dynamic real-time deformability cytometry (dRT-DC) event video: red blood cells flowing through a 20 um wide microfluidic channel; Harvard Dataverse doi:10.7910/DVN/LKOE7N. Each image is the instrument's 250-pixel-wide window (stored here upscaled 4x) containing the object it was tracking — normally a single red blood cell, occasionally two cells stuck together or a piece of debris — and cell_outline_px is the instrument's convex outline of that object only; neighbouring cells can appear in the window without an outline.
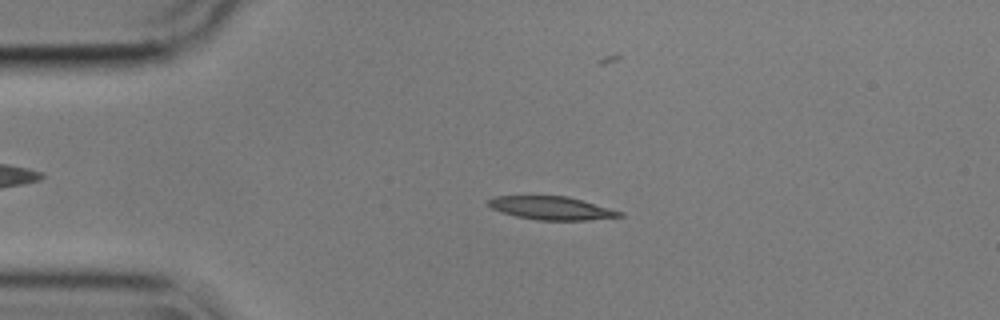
{"species": "common noctule bat (a hibernating species)", "species_latin": "Nyctalus noctula", "temperature_condition": "cold", "stored_images_in_passage": 54, "camera_frame_rate_fps": 3000, "um_per_image_px": 0.085, "animal": {"sex": "male", "body_mass_g": 17.9}, "frame": {"image": 1, "passage_image": 11, "time_ms": 3.333, "image_size_px": [1000, 320], "cell_outline_px": [[624, 216], [588, 220], [536, 220], [516, 216], [500, 212], [492, 208], [488, 204], [488, 200], [496, 196], [568, 196], [624, 212]], "centroid_in_image_um": [46.9, 17.69], "position_along_channel_um": 38.1, "area_um2": 17.74}}
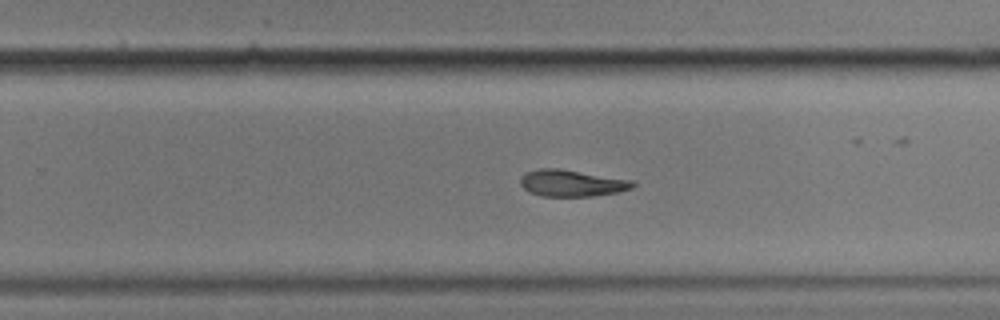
{"frame": {"image": 2, "passage_image": 34, "time_ms": 11.0, "image_size_px": [1000, 320], "cell_outline_px": [[636, 184], [632, 188], [616, 192], [592, 196], [544, 196], [528, 192], [520, 184], [520, 180], [524, 172], [540, 168], [560, 168], [632, 180]], "centroid_in_image_um": [48.57, 15.55], "position_along_channel_um": 281.2, "area_um2": 17.46}}
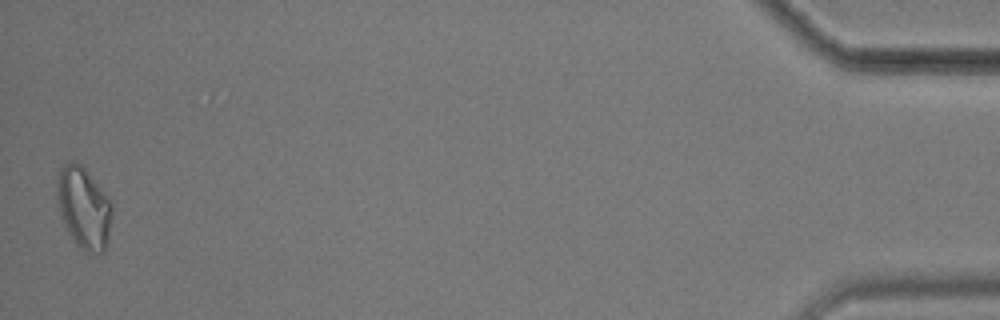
{"frame": {"image": 3, "passage_image": 54, "time_ms": 17.667, "image_size_px": [1000, 320], "cell_outline_px": [[112, 216], [108, 240], [104, 252], [84, 252], [76, 244], [64, 224], [60, 212], [56, 196], [56, 184], [60, 168], [64, 164], [72, 160], [76, 160], [84, 168], [108, 196], [112, 204]], "centroid_in_image_um": [7.12, 17.65], "position_along_channel_um": 428.1, "area_um2": 26.24}, "authors_computed_cell_mechanics": {"area_um2": 18.207, "velocity_mm_per_s": 3.562, "shape_relaxation_time_tau1_ms": 8.1551, "shape_relaxation_time_tau2_ms": 4.2041, "deformation_change_tau1": 0.189, "deformation_change_tau2": 0.113}}